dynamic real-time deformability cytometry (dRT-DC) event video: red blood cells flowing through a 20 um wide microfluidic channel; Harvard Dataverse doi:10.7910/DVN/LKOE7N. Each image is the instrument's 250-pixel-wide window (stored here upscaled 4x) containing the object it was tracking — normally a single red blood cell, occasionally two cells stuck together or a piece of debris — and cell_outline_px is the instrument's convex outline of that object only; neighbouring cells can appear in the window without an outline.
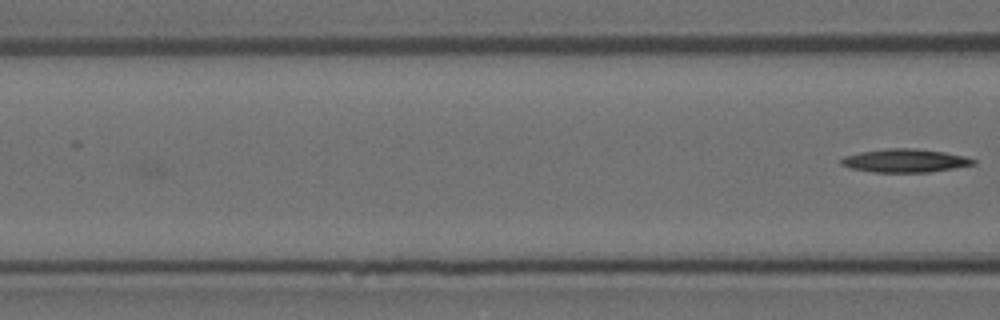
{"species": "Egyptian fruit bat (a non-hibernating species)", "species_latin": "Rousettus aegyptiacus", "temperature_condition": "room temperature", "stored_images_in_passage": 6, "camera_frame_rate_fps": 3000, "um_per_image_px": 0.085, "animal": {"sex": "female"}, "frame": {"image": 1, "passage_image": 6, "time_ms": 1.667, "image_size_px": [1000, 320], "cell_outline_px": [[976, 164], [956, 168], [928, 172], [872, 172], [848, 168], [840, 164], [840, 160], [844, 156], [860, 152], [888, 148], [912, 148], [944, 152], [964, 156], [976, 160]], "centroid_in_image_um": [76.9, 13.66], "position_along_channel_um": 89.7, "area_um2": 18.03}}